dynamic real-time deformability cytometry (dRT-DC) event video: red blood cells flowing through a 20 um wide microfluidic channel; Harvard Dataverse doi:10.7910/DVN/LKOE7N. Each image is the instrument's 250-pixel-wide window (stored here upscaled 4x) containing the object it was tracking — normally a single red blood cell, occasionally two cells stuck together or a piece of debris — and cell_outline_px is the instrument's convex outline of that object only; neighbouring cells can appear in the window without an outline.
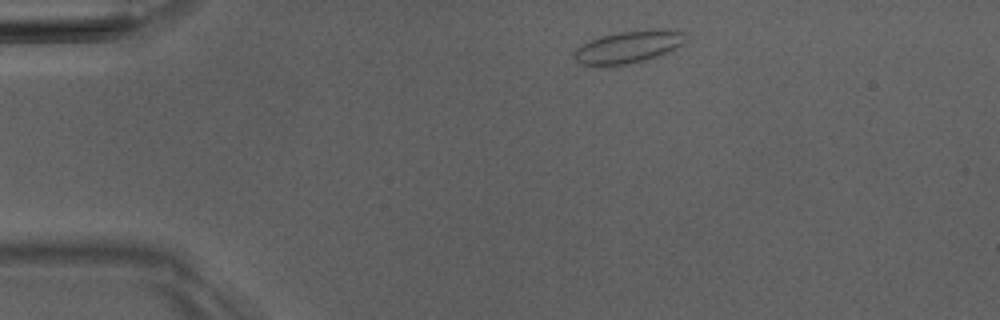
{"species": "Egyptian fruit bat (a non-hibernating species)", "species_latin": "Rousettus aegyptiacus", "temperature_condition": "room temperature", "stored_images_in_passage": 4, "camera_frame_rate_fps": 3000, "um_per_image_px": 0.085, "animal": {"sex": "male"}, "frame": {"image": 1, "passage_image": 1, "time_ms": 0.0, "image_size_px": [1000, 320], "cell_outline_px": [[684, 32], [680, 44], [668, 52], [660, 56], [628, 64], [580, 64], [572, 56], [572, 52], [576, 48], [600, 36], [620, 32]], "centroid_in_image_um": [53.27, 4.04], "position_along_channel_um": 31.7, "area_um2": 19.48}}